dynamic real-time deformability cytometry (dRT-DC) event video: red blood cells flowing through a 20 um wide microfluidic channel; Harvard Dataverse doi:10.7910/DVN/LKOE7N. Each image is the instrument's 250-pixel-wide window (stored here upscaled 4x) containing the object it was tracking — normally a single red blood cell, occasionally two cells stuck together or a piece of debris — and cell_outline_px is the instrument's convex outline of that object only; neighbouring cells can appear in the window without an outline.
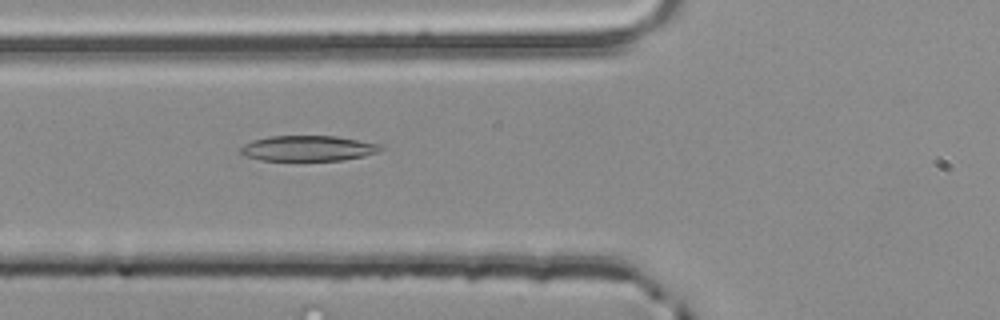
{"species": "common noctule bat (a hibernating species)", "species_latin": "Nyctalus noctula", "temperature_condition": "room temperature", "stored_images_in_passage": 42, "camera_frame_rate_fps": 3000, "um_per_image_px": 0.085, "animal": {"sex": "male", "body_mass_g": 20.4}, "frame": {"image": 1, "passage_image": 8, "time_ms": 2.333, "image_size_px": [1000, 320], "cell_outline_px": [[384, 148], [376, 152], [364, 156], [340, 160], [260, 160], [244, 156], [240, 152], [240, 148], [244, 144], [252, 140], [272, 136], [336, 136], [380, 144]], "centroid_in_image_um": [26.15, 12.6], "position_along_channel_um": 99.6, "area_um2": 20.63}}
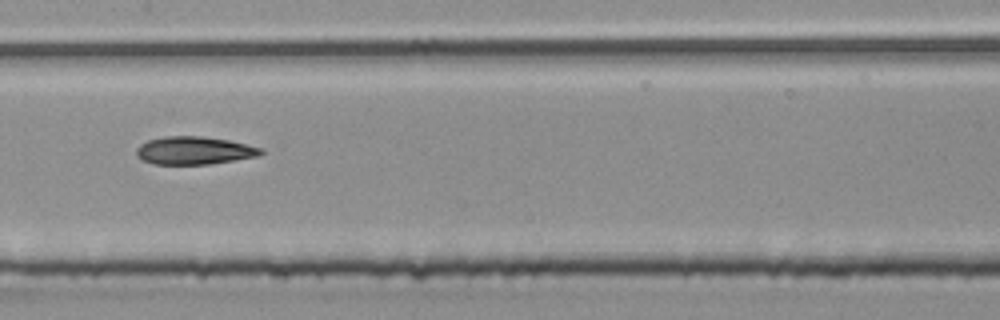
{"frame": {"image": 2, "passage_image": 15, "time_ms": 4.667, "image_size_px": [1000, 320], "cell_outline_px": [[264, 152], [260, 156], [208, 164], [152, 164], [136, 156], [136, 148], [140, 144], [148, 140], [164, 136], [200, 136], [228, 140], [264, 148]], "centroid_in_image_um": [16.51, 12.79], "position_along_channel_um": 190.9, "area_um2": 20.29}}
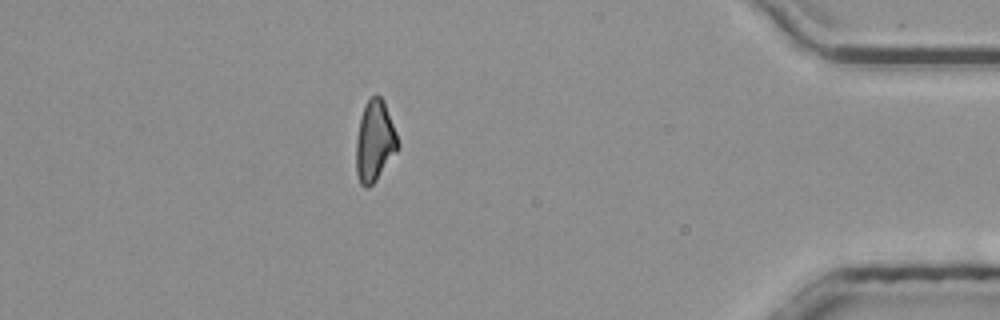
{"frame": {"image": 3, "passage_image": 35, "time_ms": 11.333, "image_size_px": [1000, 320], "cell_outline_px": [[400, 148], [376, 180], [368, 188], [364, 188], [360, 184], [356, 172], [356, 140], [360, 116], [368, 100], [376, 92], [384, 100], [396, 132], [400, 144]], "centroid_in_image_um": [31.86, 12.0], "position_along_channel_um": 403.3, "area_um2": 19.94}, "authors_computed_cell_mechanics": {"area_um2": 20.3167, "velocity_mm_per_s": 3.8828, "shape_relaxation_time_tau1_ms": 5.1841, "shape_relaxation_time_tau2_ms": 4.6459, "deformation_change_tau1": 0.1501, "deformation_change_tau2": 0.1456}}